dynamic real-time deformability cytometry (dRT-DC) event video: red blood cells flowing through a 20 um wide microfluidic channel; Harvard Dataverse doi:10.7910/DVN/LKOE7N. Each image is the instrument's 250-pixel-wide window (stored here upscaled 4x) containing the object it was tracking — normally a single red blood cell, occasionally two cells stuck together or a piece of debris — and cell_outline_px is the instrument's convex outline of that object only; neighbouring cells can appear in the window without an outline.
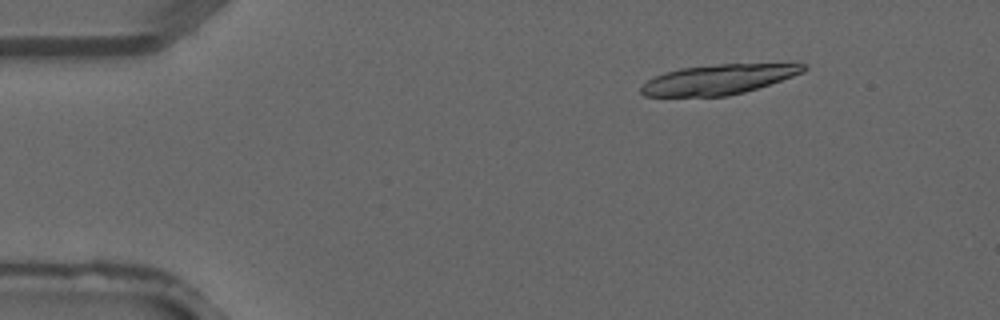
{"species": "common noctule bat (a hibernating species)", "species_latin": "Nyctalus noctula", "temperature_condition": "warm", "stored_images_in_passage": 3, "camera_frame_rate_fps": 3000, "um_per_image_px": 0.085, "animal": {"sex": "male", "forearm_length_mm": 52.5}, "frame": {"image": 1, "passage_image": 1, "time_ms": 0.0, "image_size_px": [1000, 320], "cell_outline_px": [[808, 68], [804, 72], [744, 92], [728, 96], [644, 96], [640, 92], [640, 88], [648, 80], [664, 72], [680, 68], [720, 64], [808, 64]], "centroid_in_image_um": [61.04, 6.75], "position_along_channel_um": 24.0, "area_um2": 27.92}}